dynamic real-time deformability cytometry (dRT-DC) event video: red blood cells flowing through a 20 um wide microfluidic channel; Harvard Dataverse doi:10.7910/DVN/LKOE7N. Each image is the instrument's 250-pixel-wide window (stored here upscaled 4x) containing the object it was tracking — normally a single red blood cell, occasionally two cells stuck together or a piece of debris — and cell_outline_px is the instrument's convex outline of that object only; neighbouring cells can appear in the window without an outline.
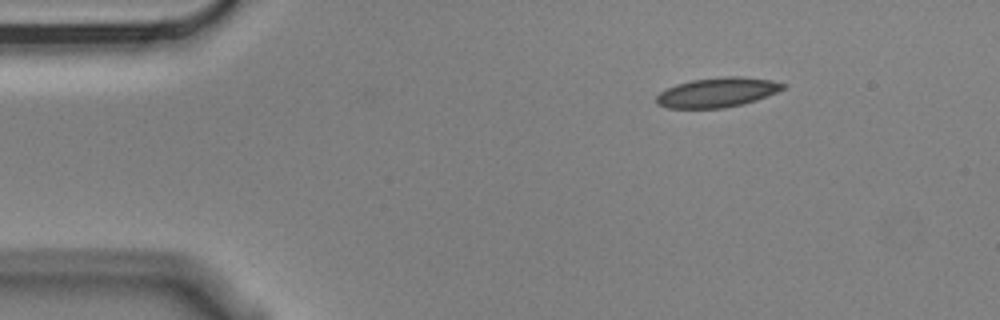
{"species": "Egyptian fruit bat (a non-hibernating species)", "species_latin": "Rousettus aegyptiacus", "temperature_condition": "cold", "stored_images_in_passage": 3, "camera_frame_rate_fps": 3000, "um_per_image_px": 0.085, "animal": {"sex": "male"}, "frame": {"image": 1, "passage_image": 1, "time_ms": 0.0, "image_size_px": [1000, 320], "cell_outline_px": [[788, 88], [756, 100], [744, 104], [724, 108], [668, 108], [656, 104], [656, 96], [660, 92], [676, 84], [692, 80], [724, 76], [736, 76], [772, 80], [788, 84]], "centroid_in_image_um": [61.01, 7.85], "position_along_channel_um": 24.0, "area_um2": 22.02}}